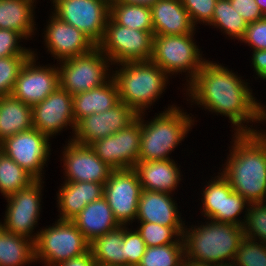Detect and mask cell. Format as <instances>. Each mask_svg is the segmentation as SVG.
Wrapping results in <instances>:
<instances>
[{
	"label": "cell",
	"mask_w": 266,
	"mask_h": 266,
	"mask_svg": "<svg viewBox=\"0 0 266 266\" xmlns=\"http://www.w3.org/2000/svg\"><path fill=\"white\" fill-rule=\"evenodd\" d=\"M231 6L247 23L258 21L265 17L255 0H229Z\"/></svg>",
	"instance_id": "obj_44"
},
{
	"label": "cell",
	"mask_w": 266,
	"mask_h": 266,
	"mask_svg": "<svg viewBox=\"0 0 266 266\" xmlns=\"http://www.w3.org/2000/svg\"><path fill=\"white\" fill-rule=\"evenodd\" d=\"M124 225L96 237L89 250L97 266H127L123 256Z\"/></svg>",
	"instance_id": "obj_28"
},
{
	"label": "cell",
	"mask_w": 266,
	"mask_h": 266,
	"mask_svg": "<svg viewBox=\"0 0 266 266\" xmlns=\"http://www.w3.org/2000/svg\"><path fill=\"white\" fill-rule=\"evenodd\" d=\"M208 25L219 28L226 36L239 41L244 36L248 23L234 10L229 0H218Z\"/></svg>",
	"instance_id": "obj_32"
},
{
	"label": "cell",
	"mask_w": 266,
	"mask_h": 266,
	"mask_svg": "<svg viewBox=\"0 0 266 266\" xmlns=\"http://www.w3.org/2000/svg\"><path fill=\"white\" fill-rule=\"evenodd\" d=\"M35 261V242L0 226V266H24Z\"/></svg>",
	"instance_id": "obj_29"
},
{
	"label": "cell",
	"mask_w": 266,
	"mask_h": 266,
	"mask_svg": "<svg viewBox=\"0 0 266 266\" xmlns=\"http://www.w3.org/2000/svg\"><path fill=\"white\" fill-rule=\"evenodd\" d=\"M261 131H259L260 133H262L263 135H265L266 136V132H265V130L263 129H260ZM263 131V132H262Z\"/></svg>",
	"instance_id": "obj_49"
},
{
	"label": "cell",
	"mask_w": 266,
	"mask_h": 266,
	"mask_svg": "<svg viewBox=\"0 0 266 266\" xmlns=\"http://www.w3.org/2000/svg\"><path fill=\"white\" fill-rule=\"evenodd\" d=\"M184 266H198V265H193V264H187V263H185Z\"/></svg>",
	"instance_id": "obj_50"
},
{
	"label": "cell",
	"mask_w": 266,
	"mask_h": 266,
	"mask_svg": "<svg viewBox=\"0 0 266 266\" xmlns=\"http://www.w3.org/2000/svg\"><path fill=\"white\" fill-rule=\"evenodd\" d=\"M240 41L251 46L252 50H266V17L248 23Z\"/></svg>",
	"instance_id": "obj_43"
},
{
	"label": "cell",
	"mask_w": 266,
	"mask_h": 266,
	"mask_svg": "<svg viewBox=\"0 0 266 266\" xmlns=\"http://www.w3.org/2000/svg\"><path fill=\"white\" fill-rule=\"evenodd\" d=\"M170 193L142 189L136 220L157 223L167 227H185L178 213L177 203Z\"/></svg>",
	"instance_id": "obj_20"
},
{
	"label": "cell",
	"mask_w": 266,
	"mask_h": 266,
	"mask_svg": "<svg viewBox=\"0 0 266 266\" xmlns=\"http://www.w3.org/2000/svg\"><path fill=\"white\" fill-rule=\"evenodd\" d=\"M194 33L187 35H154L151 61L168 76L186 72V82H190L207 61L196 43ZM171 74V75H170Z\"/></svg>",
	"instance_id": "obj_7"
},
{
	"label": "cell",
	"mask_w": 266,
	"mask_h": 266,
	"mask_svg": "<svg viewBox=\"0 0 266 266\" xmlns=\"http://www.w3.org/2000/svg\"><path fill=\"white\" fill-rule=\"evenodd\" d=\"M248 84L227 67L207 60L186 84L185 91L191 103L229 117L234 133H255L260 130L244 124L266 122V109L253 96Z\"/></svg>",
	"instance_id": "obj_1"
},
{
	"label": "cell",
	"mask_w": 266,
	"mask_h": 266,
	"mask_svg": "<svg viewBox=\"0 0 266 266\" xmlns=\"http://www.w3.org/2000/svg\"><path fill=\"white\" fill-rule=\"evenodd\" d=\"M36 0H0V29L17 31L25 40L32 39L35 28Z\"/></svg>",
	"instance_id": "obj_26"
},
{
	"label": "cell",
	"mask_w": 266,
	"mask_h": 266,
	"mask_svg": "<svg viewBox=\"0 0 266 266\" xmlns=\"http://www.w3.org/2000/svg\"><path fill=\"white\" fill-rule=\"evenodd\" d=\"M263 15H266V0H255Z\"/></svg>",
	"instance_id": "obj_48"
},
{
	"label": "cell",
	"mask_w": 266,
	"mask_h": 266,
	"mask_svg": "<svg viewBox=\"0 0 266 266\" xmlns=\"http://www.w3.org/2000/svg\"><path fill=\"white\" fill-rule=\"evenodd\" d=\"M146 247L140 233L136 229L132 231L124 225L123 256L127 261V266H138Z\"/></svg>",
	"instance_id": "obj_40"
},
{
	"label": "cell",
	"mask_w": 266,
	"mask_h": 266,
	"mask_svg": "<svg viewBox=\"0 0 266 266\" xmlns=\"http://www.w3.org/2000/svg\"><path fill=\"white\" fill-rule=\"evenodd\" d=\"M109 17L117 24L153 33L151 8L148 5L111 2Z\"/></svg>",
	"instance_id": "obj_30"
},
{
	"label": "cell",
	"mask_w": 266,
	"mask_h": 266,
	"mask_svg": "<svg viewBox=\"0 0 266 266\" xmlns=\"http://www.w3.org/2000/svg\"><path fill=\"white\" fill-rule=\"evenodd\" d=\"M150 8L154 35H187L196 31L181 0H157Z\"/></svg>",
	"instance_id": "obj_21"
},
{
	"label": "cell",
	"mask_w": 266,
	"mask_h": 266,
	"mask_svg": "<svg viewBox=\"0 0 266 266\" xmlns=\"http://www.w3.org/2000/svg\"><path fill=\"white\" fill-rule=\"evenodd\" d=\"M72 221L89 242L120 226L104 197L89 203Z\"/></svg>",
	"instance_id": "obj_24"
},
{
	"label": "cell",
	"mask_w": 266,
	"mask_h": 266,
	"mask_svg": "<svg viewBox=\"0 0 266 266\" xmlns=\"http://www.w3.org/2000/svg\"><path fill=\"white\" fill-rule=\"evenodd\" d=\"M36 53H33L20 70L11 95L33 106L42 102L59 87V70L54 65H36ZM48 66V67H47Z\"/></svg>",
	"instance_id": "obj_16"
},
{
	"label": "cell",
	"mask_w": 266,
	"mask_h": 266,
	"mask_svg": "<svg viewBox=\"0 0 266 266\" xmlns=\"http://www.w3.org/2000/svg\"><path fill=\"white\" fill-rule=\"evenodd\" d=\"M58 64L59 86L72 96L96 88L112 77L109 71L112 63L97 46L86 54Z\"/></svg>",
	"instance_id": "obj_8"
},
{
	"label": "cell",
	"mask_w": 266,
	"mask_h": 266,
	"mask_svg": "<svg viewBox=\"0 0 266 266\" xmlns=\"http://www.w3.org/2000/svg\"><path fill=\"white\" fill-rule=\"evenodd\" d=\"M141 114L125 129L90 144L96 155L114 170L134 168L141 145Z\"/></svg>",
	"instance_id": "obj_13"
},
{
	"label": "cell",
	"mask_w": 266,
	"mask_h": 266,
	"mask_svg": "<svg viewBox=\"0 0 266 266\" xmlns=\"http://www.w3.org/2000/svg\"><path fill=\"white\" fill-rule=\"evenodd\" d=\"M157 0H111V2H124V3H132V4H139V5H148L151 6Z\"/></svg>",
	"instance_id": "obj_47"
},
{
	"label": "cell",
	"mask_w": 266,
	"mask_h": 266,
	"mask_svg": "<svg viewBox=\"0 0 266 266\" xmlns=\"http://www.w3.org/2000/svg\"><path fill=\"white\" fill-rule=\"evenodd\" d=\"M141 191L138 174L133 168L113 170L110 174L104 184L103 197L120 225L127 226L135 221Z\"/></svg>",
	"instance_id": "obj_14"
},
{
	"label": "cell",
	"mask_w": 266,
	"mask_h": 266,
	"mask_svg": "<svg viewBox=\"0 0 266 266\" xmlns=\"http://www.w3.org/2000/svg\"><path fill=\"white\" fill-rule=\"evenodd\" d=\"M137 231L147 247L177 243L182 237L184 227H167L157 223L138 222Z\"/></svg>",
	"instance_id": "obj_35"
},
{
	"label": "cell",
	"mask_w": 266,
	"mask_h": 266,
	"mask_svg": "<svg viewBox=\"0 0 266 266\" xmlns=\"http://www.w3.org/2000/svg\"><path fill=\"white\" fill-rule=\"evenodd\" d=\"M141 113V145L138 161L170 159L169 154L187 136L194 119L180 107L168 106L162 113L155 115L150 122Z\"/></svg>",
	"instance_id": "obj_5"
},
{
	"label": "cell",
	"mask_w": 266,
	"mask_h": 266,
	"mask_svg": "<svg viewBox=\"0 0 266 266\" xmlns=\"http://www.w3.org/2000/svg\"><path fill=\"white\" fill-rule=\"evenodd\" d=\"M183 237L174 244L146 247L138 266H184Z\"/></svg>",
	"instance_id": "obj_33"
},
{
	"label": "cell",
	"mask_w": 266,
	"mask_h": 266,
	"mask_svg": "<svg viewBox=\"0 0 266 266\" xmlns=\"http://www.w3.org/2000/svg\"><path fill=\"white\" fill-rule=\"evenodd\" d=\"M57 266H97L96 262L92 256L90 250L78 257L71 258L62 263H59Z\"/></svg>",
	"instance_id": "obj_46"
},
{
	"label": "cell",
	"mask_w": 266,
	"mask_h": 266,
	"mask_svg": "<svg viewBox=\"0 0 266 266\" xmlns=\"http://www.w3.org/2000/svg\"><path fill=\"white\" fill-rule=\"evenodd\" d=\"M36 179L0 151V193L7 197L30 186Z\"/></svg>",
	"instance_id": "obj_31"
},
{
	"label": "cell",
	"mask_w": 266,
	"mask_h": 266,
	"mask_svg": "<svg viewBox=\"0 0 266 266\" xmlns=\"http://www.w3.org/2000/svg\"><path fill=\"white\" fill-rule=\"evenodd\" d=\"M243 232L244 237L266 245V202L249 203Z\"/></svg>",
	"instance_id": "obj_36"
},
{
	"label": "cell",
	"mask_w": 266,
	"mask_h": 266,
	"mask_svg": "<svg viewBox=\"0 0 266 266\" xmlns=\"http://www.w3.org/2000/svg\"><path fill=\"white\" fill-rule=\"evenodd\" d=\"M53 226L41 228L35 242V259L44 266H57L89 251L90 242L72 220L57 219Z\"/></svg>",
	"instance_id": "obj_6"
},
{
	"label": "cell",
	"mask_w": 266,
	"mask_h": 266,
	"mask_svg": "<svg viewBox=\"0 0 266 266\" xmlns=\"http://www.w3.org/2000/svg\"><path fill=\"white\" fill-rule=\"evenodd\" d=\"M49 16L44 41L46 48L57 61L80 56L90 52L97 45L82 31L63 22L53 13Z\"/></svg>",
	"instance_id": "obj_19"
},
{
	"label": "cell",
	"mask_w": 266,
	"mask_h": 266,
	"mask_svg": "<svg viewBox=\"0 0 266 266\" xmlns=\"http://www.w3.org/2000/svg\"><path fill=\"white\" fill-rule=\"evenodd\" d=\"M138 117V114L125 103L119 102L113 108L86 116L76 123L73 138L77 143L90 145L122 129H125Z\"/></svg>",
	"instance_id": "obj_17"
},
{
	"label": "cell",
	"mask_w": 266,
	"mask_h": 266,
	"mask_svg": "<svg viewBox=\"0 0 266 266\" xmlns=\"http://www.w3.org/2000/svg\"><path fill=\"white\" fill-rule=\"evenodd\" d=\"M65 146L62 151L65 182L106 183L114 169L103 162L90 145L69 139Z\"/></svg>",
	"instance_id": "obj_15"
},
{
	"label": "cell",
	"mask_w": 266,
	"mask_h": 266,
	"mask_svg": "<svg viewBox=\"0 0 266 266\" xmlns=\"http://www.w3.org/2000/svg\"><path fill=\"white\" fill-rule=\"evenodd\" d=\"M30 56L0 58V96L11 95L21 68Z\"/></svg>",
	"instance_id": "obj_39"
},
{
	"label": "cell",
	"mask_w": 266,
	"mask_h": 266,
	"mask_svg": "<svg viewBox=\"0 0 266 266\" xmlns=\"http://www.w3.org/2000/svg\"><path fill=\"white\" fill-rule=\"evenodd\" d=\"M51 1V0H50ZM53 13L86 34L96 45L102 40L110 16L108 0H52Z\"/></svg>",
	"instance_id": "obj_11"
},
{
	"label": "cell",
	"mask_w": 266,
	"mask_h": 266,
	"mask_svg": "<svg viewBox=\"0 0 266 266\" xmlns=\"http://www.w3.org/2000/svg\"><path fill=\"white\" fill-rule=\"evenodd\" d=\"M232 148L221 174L249 203L266 196V136L260 132L234 133Z\"/></svg>",
	"instance_id": "obj_2"
},
{
	"label": "cell",
	"mask_w": 266,
	"mask_h": 266,
	"mask_svg": "<svg viewBox=\"0 0 266 266\" xmlns=\"http://www.w3.org/2000/svg\"><path fill=\"white\" fill-rule=\"evenodd\" d=\"M233 266H266V245L244 237L236 252Z\"/></svg>",
	"instance_id": "obj_37"
},
{
	"label": "cell",
	"mask_w": 266,
	"mask_h": 266,
	"mask_svg": "<svg viewBox=\"0 0 266 266\" xmlns=\"http://www.w3.org/2000/svg\"><path fill=\"white\" fill-rule=\"evenodd\" d=\"M32 106L12 95L0 96V142L33 127Z\"/></svg>",
	"instance_id": "obj_27"
},
{
	"label": "cell",
	"mask_w": 266,
	"mask_h": 266,
	"mask_svg": "<svg viewBox=\"0 0 266 266\" xmlns=\"http://www.w3.org/2000/svg\"><path fill=\"white\" fill-rule=\"evenodd\" d=\"M218 174L203 189L201 212L207 220L223 222L224 176L220 172Z\"/></svg>",
	"instance_id": "obj_34"
},
{
	"label": "cell",
	"mask_w": 266,
	"mask_h": 266,
	"mask_svg": "<svg viewBox=\"0 0 266 266\" xmlns=\"http://www.w3.org/2000/svg\"><path fill=\"white\" fill-rule=\"evenodd\" d=\"M205 223L184 227L185 263L198 266L232 265L244 238L243 227L209 219Z\"/></svg>",
	"instance_id": "obj_3"
},
{
	"label": "cell",
	"mask_w": 266,
	"mask_h": 266,
	"mask_svg": "<svg viewBox=\"0 0 266 266\" xmlns=\"http://www.w3.org/2000/svg\"><path fill=\"white\" fill-rule=\"evenodd\" d=\"M120 102L118 88L111 77L106 83L86 92L73 95V114L77 123L93 113L99 114Z\"/></svg>",
	"instance_id": "obj_25"
},
{
	"label": "cell",
	"mask_w": 266,
	"mask_h": 266,
	"mask_svg": "<svg viewBox=\"0 0 266 266\" xmlns=\"http://www.w3.org/2000/svg\"><path fill=\"white\" fill-rule=\"evenodd\" d=\"M118 66L120 68L111 74L119 100L137 114L145 113L166 90L169 76L151 60L123 62Z\"/></svg>",
	"instance_id": "obj_4"
},
{
	"label": "cell",
	"mask_w": 266,
	"mask_h": 266,
	"mask_svg": "<svg viewBox=\"0 0 266 266\" xmlns=\"http://www.w3.org/2000/svg\"><path fill=\"white\" fill-rule=\"evenodd\" d=\"M248 206L249 202L241 194L233 191L224 177L223 223H232L243 227ZM244 208V219L240 221L238 216L243 212Z\"/></svg>",
	"instance_id": "obj_38"
},
{
	"label": "cell",
	"mask_w": 266,
	"mask_h": 266,
	"mask_svg": "<svg viewBox=\"0 0 266 266\" xmlns=\"http://www.w3.org/2000/svg\"><path fill=\"white\" fill-rule=\"evenodd\" d=\"M252 53L254 73L256 72V75L262 80H266V50H253Z\"/></svg>",
	"instance_id": "obj_45"
},
{
	"label": "cell",
	"mask_w": 266,
	"mask_h": 266,
	"mask_svg": "<svg viewBox=\"0 0 266 266\" xmlns=\"http://www.w3.org/2000/svg\"><path fill=\"white\" fill-rule=\"evenodd\" d=\"M217 1L218 0H181L194 26H197L198 23L208 25L211 22Z\"/></svg>",
	"instance_id": "obj_41"
},
{
	"label": "cell",
	"mask_w": 266,
	"mask_h": 266,
	"mask_svg": "<svg viewBox=\"0 0 266 266\" xmlns=\"http://www.w3.org/2000/svg\"><path fill=\"white\" fill-rule=\"evenodd\" d=\"M142 189L172 194L181 181L180 170L173 159L138 161L133 168Z\"/></svg>",
	"instance_id": "obj_23"
},
{
	"label": "cell",
	"mask_w": 266,
	"mask_h": 266,
	"mask_svg": "<svg viewBox=\"0 0 266 266\" xmlns=\"http://www.w3.org/2000/svg\"><path fill=\"white\" fill-rule=\"evenodd\" d=\"M50 137L32 128L17 133L0 142V151L13 159L36 180H43L41 174L51 153Z\"/></svg>",
	"instance_id": "obj_12"
},
{
	"label": "cell",
	"mask_w": 266,
	"mask_h": 266,
	"mask_svg": "<svg viewBox=\"0 0 266 266\" xmlns=\"http://www.w3.org/2000/svg\"><path fill=\"white\" fill-rule=\"evenodd\" d=\"M24 37L17 31L0 29V58L11 56H31L35 51L22 47Z\"/></svg>",
	"instance_id": "obj_42"
},
{
	"label": "cell",
	"mask_w": 266,
	"mask_h": 266,
	"mask_svg": "<svg viewBox=\"0 0 266 266\" xmlns=\"http://www.w3.org/2000/svg\"><path fill=\"white\" fill-rule=\"evenodd\" d=\"M154 33L131 29L115 23L110 17L97 47L112 65L129 61H148L153 54Z\"/></svg>",
	"instance_id": "obj_9"
},
{
	"label": "cell",
	"mask_w": 266,
	"mask_h": 266,
	"mask_svg": "<svg viewBox=\"0 0 266 266\" xmlns=\"http://www.w3.org/2000/svg\"><path fill=\"white\" fill-rule=\"evenodd\" d=\"M42 183L43 180H36L27 188L5 197L8 204L4 222H0L3 229L36 242L39 231L34 235L33 230L41 212Z\"/></svg>",
	"instance_id": "obj_10"
},
{
	"label": "cell",
	"mask_w": 266,
	"mask_h": 266,
	"mask_svg": "<svg viewBox=\"0 0 266 266\" xmlns=\"http://www.w3.org/2000/svg\"><path fill=\"white\" fill-rule=\"evenodd\" d=\"M57 193L59 219L72 220L89 203L104 194V184L97 182H63Z\"/></svg>",
	"instance_id": "obj_22"
},
{
	"label": "cell",
	"mask_w": 266,
	"mask_h": 266,
	"mask_svg": "<svg viewBox=\"0 0 266 266\" xmlns=\"http://www.w3.org/2000/svg\"><path fill=\"white\" fill-rule=\"evenodd\" d=\"M33 127L48 137L57 135L64 128L74 132L73 96L57 87L42 102L32 106Z\"/></svg>",
	"instance_id": "obj_18"
}]
</instances>
